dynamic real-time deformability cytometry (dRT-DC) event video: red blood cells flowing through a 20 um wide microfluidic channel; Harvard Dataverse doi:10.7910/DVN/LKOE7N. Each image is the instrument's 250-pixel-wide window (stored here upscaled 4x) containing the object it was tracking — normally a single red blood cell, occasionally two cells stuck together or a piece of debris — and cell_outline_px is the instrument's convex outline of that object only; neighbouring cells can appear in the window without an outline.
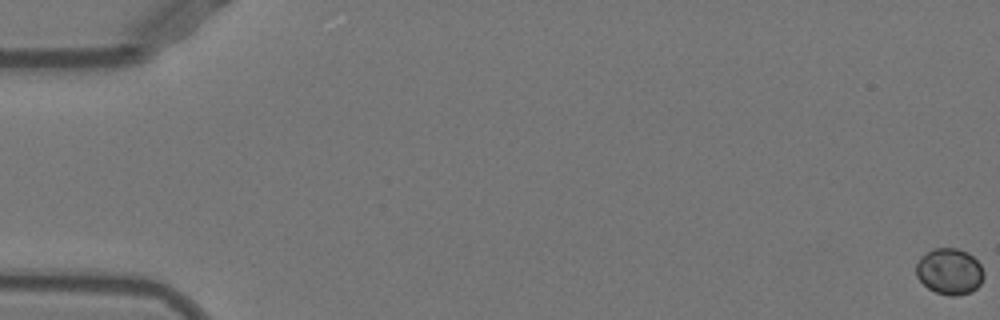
{"species": "Egyptian fruit bat (a non-hibernating species)", "species_latin": "Rousettus aegyptiacus", "temperature_condition": "warm", "stored_images_in_passage": 55, "segment_of_instrument_passage": [1, 2], "camera_frame_rate_fps": 3000, "um_per_image_px": 0.085, "animal": {"sex": "female"}, "frame": {"image": 1, "passage_image": 1, "time_ms": 0.0, "image_size_px": [1000, 320], "cell_outline_px": [[984, 276], [980, 284], [972, 292], [956, 296], [948, 296], [936, 292], [928, 288], [916, 276], [916, 264], [920, 256], [932, 248], [956, 248], [968, 252], [980, 264], [984, 272]], "centroid_in_image_um": [80.7, 23.07], "position_along_channel_um": 4.3, "area_um2": 18.38}}
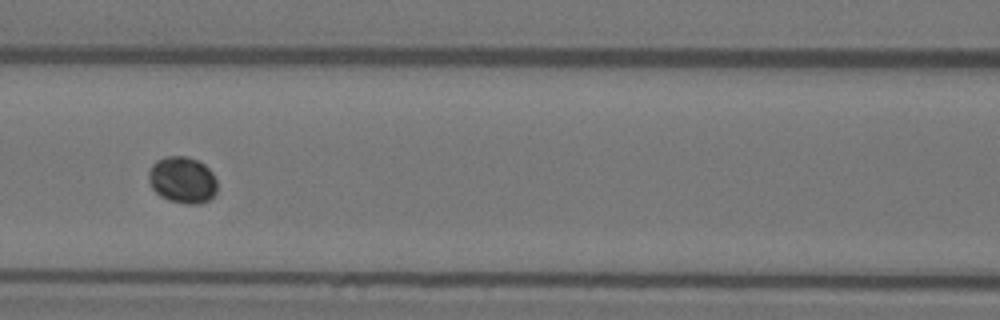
{"frame": {"image": 2, "passage_image": 25, "time_ms": 8.0, "image_size_px": [1000, 320], "cell_outline_px": [[216, 192], [208, 200], [200, 204], [184, 204], [168, 200], [160, 196], [152, 188], [148, 176], [148, 172], [152, 164], [156, 160], [164, 156], [188, 156], [204, 164], [212, 172], [216, 180]], "centroid_in_image_um": [15.49, 15.29], "position_along_channel_um": 151.1, "area_um2": 18.73}}
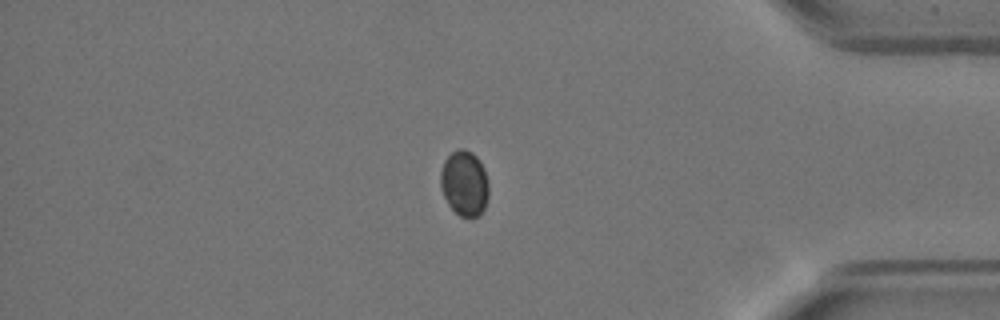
{"frame": {"image": 3, "passage_image": 46, "time_ms": 15.0, "image_size_px": [1000, 320], "cell_outline_px": [[488, 196], [484, 208], [480, 216], [472, 220], [468, 220], [460, 216], [448, 204], [440, 188], [440, 172], [444, 160], [452, 152], [460, 148], [464, 148], [472, 152], [476, 156], [484, 168], [488, 184]], "centroid_in_image_um": [39.47, 15.62], "position_along_channel_um": 395.7, "area_um2": 18.73}}